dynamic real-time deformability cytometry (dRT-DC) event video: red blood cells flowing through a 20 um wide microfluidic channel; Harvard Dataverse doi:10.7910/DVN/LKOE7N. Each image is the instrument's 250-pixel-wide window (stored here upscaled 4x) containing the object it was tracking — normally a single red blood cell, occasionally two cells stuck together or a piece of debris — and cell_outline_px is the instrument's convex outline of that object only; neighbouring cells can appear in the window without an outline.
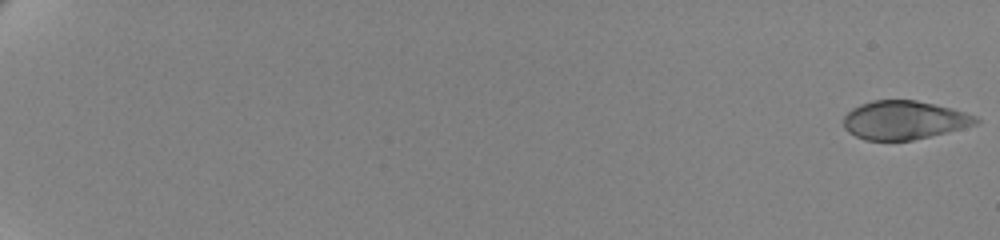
{"species": "human", "species_latin": "Homo sapiens", "temperature_condition": "cold", "stored_images_in_passage": 62, "camera_frame_rate_fps": 3000, "um_per_image_px": 0.085, "donor": {"sex": "female"}, "frame": {"image": 1, "passage_image": 1, "time_ms": 0.0, "image_size_px": [1000, 240], "cell_outline_px": [[980, 120], [976, 124], [912, 140], [864, 140], [848, 132], [844, 128], [844, 116], [852, 108], [860, 104], [872, 100], [916, 100], [952, 108], [976, 116]], "centroid_in_image_um": [76.81, 10.2], "position_along_channel_um": 8.2, "area_um2": 29.48}}
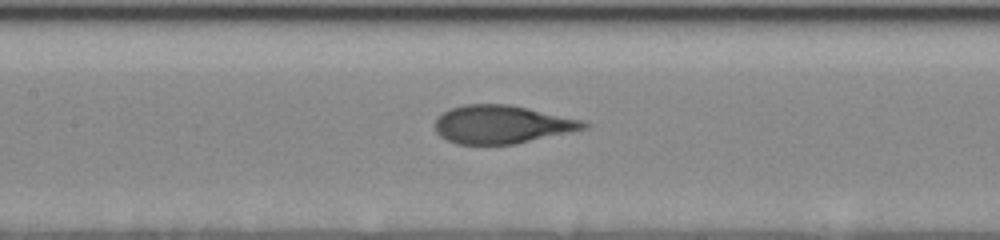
{"frame": {"image": 2, "passage_image": 34, "time_ms": 11.0, "image_size_px": [1000, 240], "cell_outline_px": [[592, 124], [588, 128], [516, 144], [456, 144], [440, 136], [436, 132], [436, 116], [452, 108], [464, 104], [508, 104], [528, 108], [584, 120]], "centroid_in_image_um": [42.69, 10.58], "position_along_channel_um": 164.7, "area_um2": 33.18}}
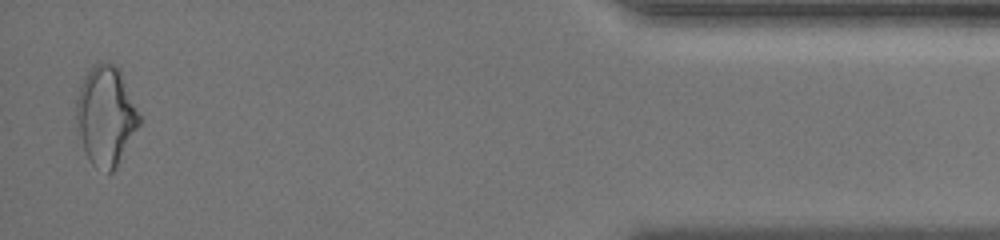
{"frame": {"image": 3, "passage_image": 61, "time_ms": 20.0, "image_size_px": [1000, 240], "cell_outline_px": [[144, 120], [116, 168], [112, 172], [108, 172], [92, 164], [84, 148], [76, 120], [76, 100], [80, 84], [84, 76], [96, 64], [112, 64], [120, 72]], "centroid_in_image_um": [9.04, 9.88], "position_along_channel_um": 426.2, "area_um2": 36.18}, "authors_computed_cell_mechanics": {"area_um2": 33.4084, "velocity_mm_per_s": 3.4906, "shape_relaxation_time_tau1_ms": 4.5384, "shape_relaxation_time_tau2_ms": null, "deformation_change_tau1": 0.1491, "deformation_change_tau2": null}}